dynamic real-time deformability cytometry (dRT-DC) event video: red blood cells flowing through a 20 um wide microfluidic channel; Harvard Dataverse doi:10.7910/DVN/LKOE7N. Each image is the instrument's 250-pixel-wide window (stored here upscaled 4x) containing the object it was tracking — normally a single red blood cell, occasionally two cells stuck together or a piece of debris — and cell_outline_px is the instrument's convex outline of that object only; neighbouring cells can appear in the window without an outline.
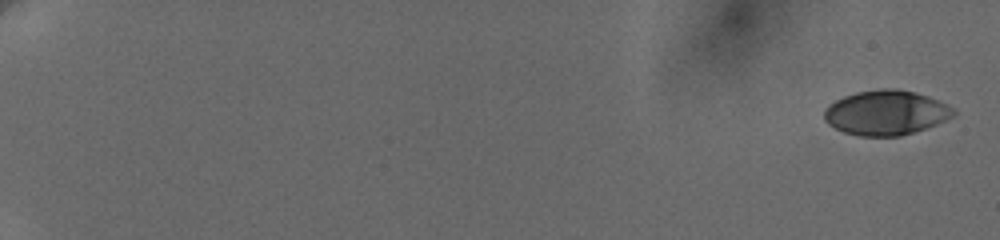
{"species": "human", "species_latin": "Homo sapiens", "temperature_condition": "cold", "stored_images_in_passage": 8, "camera_frame_rate_fps": 3000, "um_per_image_px": 0.085, "donor": {"sex": "female"}, "frame": {"image": 1, "passage_image": 1, "time_ms": 0.0, "image_size_px": [1000, 240], "cell_outline_px": [[956, 112], [952, 116], [936, 124], [900, 136], [860, 136], [844, 132], [828, 124], [824, 120], [824, 108], [828, 104], [844, 96], [856, 92], [884, 88], [896, 88], [928, 96], [952, 108]], "centroid_in_image_um": [75.24, 9.58], "position_along_channel_um": 9.8, "area_um2": 33.35}}
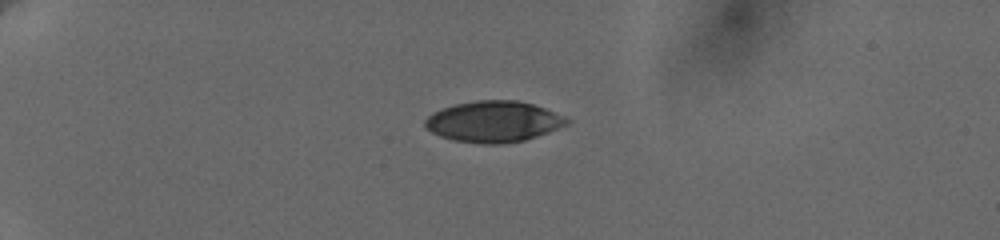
{"frame": {"image": 2, "passage_image": 7, "time_ms": 5.333, "image_size_px": [1000, 240], "cell_outline_px": [[572, 120], [568, 124], [548, 132], [524, 140], [500, 144], [484, 144], [452, 140], [440, 136], [424, 128], [424, 120], [432, 112], [456, 104], [476, 100], [516, 100], [532, 104], [544, 108], [564, 116]], "centroid_in_image_um": [41.93, 10.34], "position_along_channel_um": 43.1, "area_um2": 33.87}}